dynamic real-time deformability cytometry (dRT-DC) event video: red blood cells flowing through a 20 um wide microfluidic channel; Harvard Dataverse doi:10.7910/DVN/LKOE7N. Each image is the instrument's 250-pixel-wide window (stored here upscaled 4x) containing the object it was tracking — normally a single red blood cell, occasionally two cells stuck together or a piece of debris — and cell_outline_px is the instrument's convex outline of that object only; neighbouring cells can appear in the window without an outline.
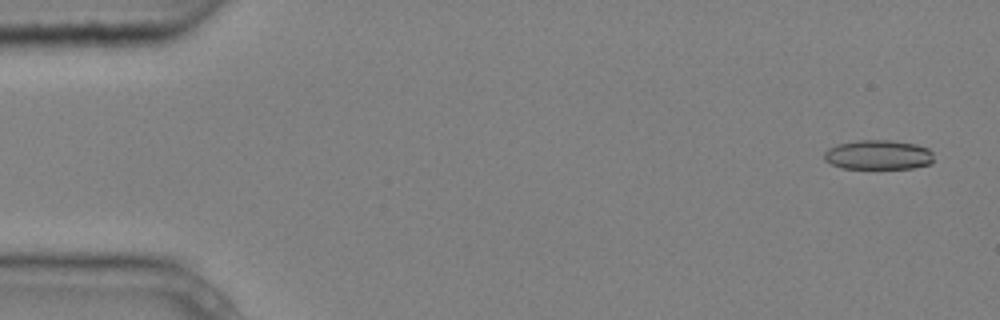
{"species": "common noctule bat (a hibernating species)", "species_latin": "Nyctalus noctula", "temperature_condition": "cold", "stored_images_in_passage": 4, "camera_frame_rate_fps": 3000, "um_per_image_px": 0.085, "animal": {"sex": "male", "body_mass_g": 20.4}, "frame": {"image": 1, "passage_image": 1, "time_ms": 0.0, "image_size_px": [1000, 320], "cell_outline_px": [[932, 164], [912, 168], [840, 168], [824, 160], [824, 152], [828, 148], [836, 144], [856, 140], [892, 140], [916, 144], [928, 148], [932, 152]], "centroid_in_image_um": [74.64, 13.15], "position_along_channel_um": 10.4, "area_um2": 19.02}}
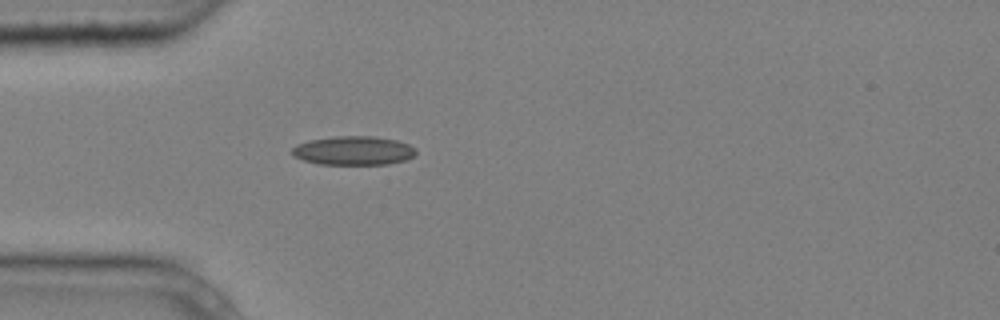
{"frame": {"image": 2, "passage_image": 4, "time_ms": 1.0, "image_size_px": [1000, 320], "cell_outline_px": [[416, 152], [412, 156], [404, 160], [388, 164], [320, 164], [304, 160], [292, 156], [292, 148], [296, 144], [308, 140], [336, 136], [376, 136], [396, 140], [408, 144], [416, 148]], "centroid_in_image_um": [30.02, 12.79], "position_along_channel_um": 55.0, "area_um2": 20.87}}